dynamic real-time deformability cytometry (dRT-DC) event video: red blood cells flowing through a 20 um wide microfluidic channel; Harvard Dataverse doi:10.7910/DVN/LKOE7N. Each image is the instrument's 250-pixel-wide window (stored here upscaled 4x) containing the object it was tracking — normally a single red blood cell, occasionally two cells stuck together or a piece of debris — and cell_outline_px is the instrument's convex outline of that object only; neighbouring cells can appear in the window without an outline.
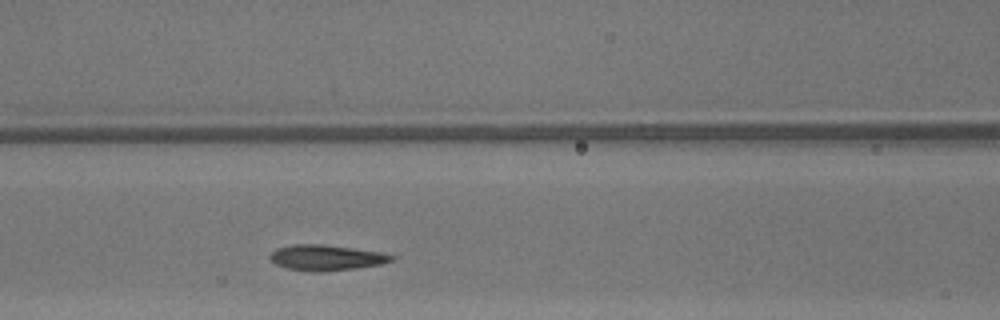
{"species": "common noctule bat (a hibernating species)", "species_latin": "Nyctalus noctula", "temperature_condition": "warm", "stored_images_in_passage": 33, "camera_frame_rate_fps": 3000, "um_per_image_px": 0.085, "animal": {"sex": "male", "body_mass_g": 13.3}, "frame": {"image": 1, "passage_image": 17, "time_ms": 5.333, "image_size_px": [1000, 320], "cell_outline_px": [[396, 256], [392, 260], [380, 264], [356, 268], [324, 272], [312, 272], [288, 268], [276, 264], [268, 260], [268, 256], [276, 248], [292, 244], [324, 244], [384, 252]], "centroid_in_image_um": [27.71, 21.89], "position_along_channel_um": 138.9, "area_um2": 18.38}}
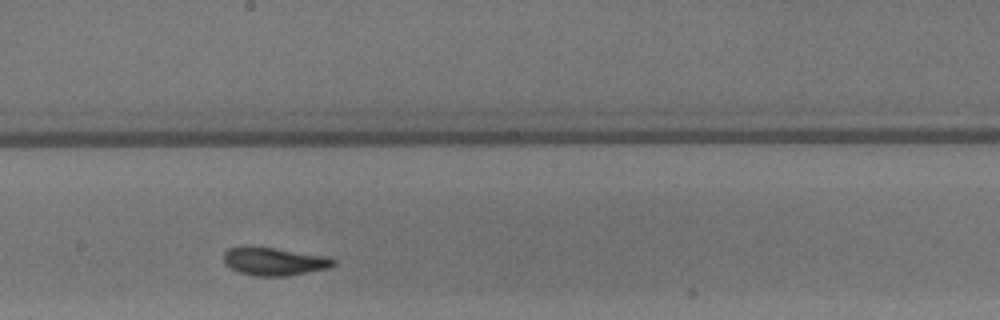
{"frame": {"image": 2, "passage_image": 23, "time_ms": 7.333, "image_size_px": [1000, 320], "cell_outline_px": [[336, 264], [328, 268], [288, 276], [252, 276], [240, 272], [224, 264], [224, 252], [228, 248], [272, 248], [328, 256], [336, 260]], "centroid_in_image_um": [23.35, 22.25], "position_along_channel_um": 224.8, "area_um2": 17.57}}
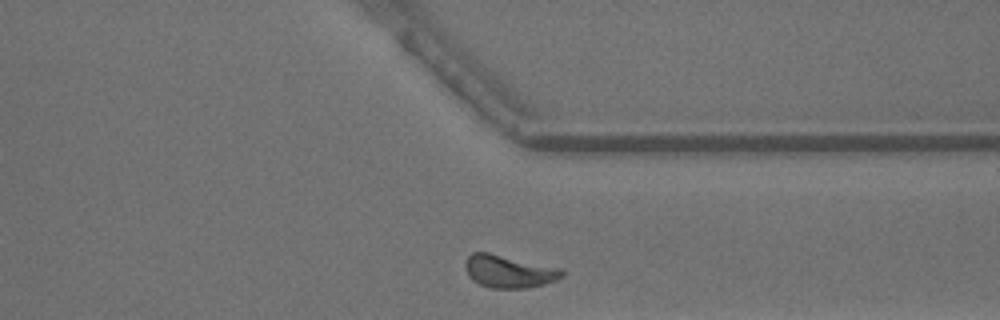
{"frame": {"image": 3, "passage_image": 33, "time_ms": 10.667, "image_size_px": [1000, 320], "cell_outline_px": [[564, 276], [556, 280], [544, 284], [528, 288], [492, 288], [480, 284], [472, 280], [468, 276], [464, 264], [468, 256], [472, 252], [488, 252], [560, 268], [564, 272]], "centroid_in_image_um": [43.24, 23.07], "position_along_channel_um": 368.2, "area_um2": 18.38}, "authors_computed_cell_mechanics": {"area_um2": 17.5712, "velocity_mm_per_s": 4.3146, "shape_relaxation_time_tau1_ms": 3.2158, "shape_relaxation_time_tau2_ms": 1.2428, "deformation_change_tau1": 0.1279, "deformation_change_tau2": 0.0703}}